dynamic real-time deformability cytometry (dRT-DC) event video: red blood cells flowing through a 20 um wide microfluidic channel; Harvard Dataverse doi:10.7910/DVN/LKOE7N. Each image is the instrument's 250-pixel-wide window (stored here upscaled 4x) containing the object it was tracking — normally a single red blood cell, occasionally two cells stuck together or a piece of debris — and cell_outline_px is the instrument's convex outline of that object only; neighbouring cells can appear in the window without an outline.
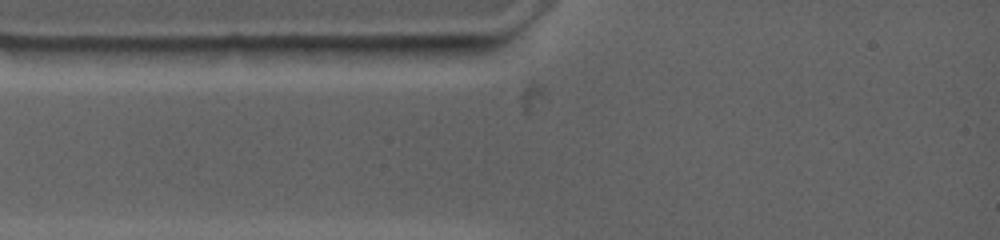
{"species": "common noctule bat (a hibernating species)", "species_latin": "Nyctalus noctula", "temperature_condition": "warm", "stored_images_in_passage": 5, "camera_frame_rate_fps": 4500, "um_per_image_px": 0.085, "animal": {"sex": "female", "body_mass_g": 19.0, "forearm_length_mm": 53.3}, "frame": {"image": 1, "passage_image": 1, "time_ms": 0.0, "image_size_px": [1000, 240], "cell_outline_px": [[452, 44], [440, 64], [396, 64], [348, 56], [340, 48], [432, 44]], "centroid_in_image_um": [34.16, 4.56], "position_along_channel_um": 50.8, "area_um2": 11.91}}